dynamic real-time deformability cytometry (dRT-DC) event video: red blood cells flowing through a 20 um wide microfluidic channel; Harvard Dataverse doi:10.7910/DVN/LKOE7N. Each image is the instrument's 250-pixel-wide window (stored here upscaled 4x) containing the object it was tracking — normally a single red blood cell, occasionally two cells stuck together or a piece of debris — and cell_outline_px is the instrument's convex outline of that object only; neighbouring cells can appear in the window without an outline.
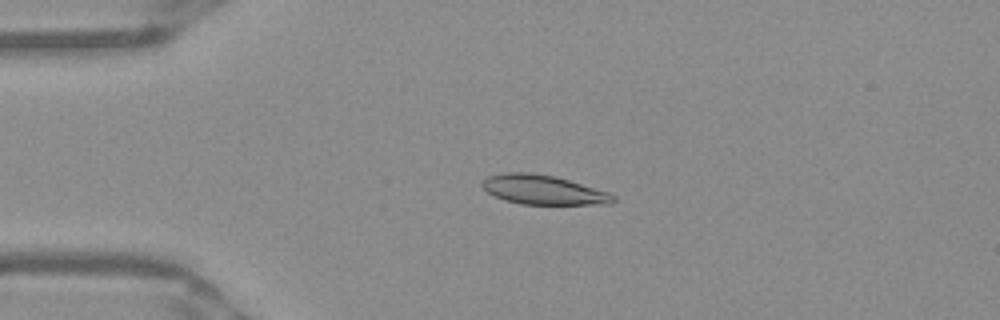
{"species": "Egyptian fruit bat (a non-hibernating species)", "species_latin": "Rousettus aegyptiacus", "temperature_condition": "warm", "stored_images_in_passage": 41, "camera_frame_rate_fps": 3000, "um_per_image_px": 0.085, "frame": {"image": 1, "passage_image": 2, "time_ms": 0.333, "image_size_px": [1000, 320], "cell_outline_px": [[616, 200], [612, 204], [520, 204], [504, 200], [488, 192], [480, 184], [488, 176], [504, 172], [532, 172], [556, 176], [608, 192], [616, 196]], "centroid_in_image_um": [46.19, 16.13], "position_along_channel_um": 38.8, "area_um2": 22.48}}
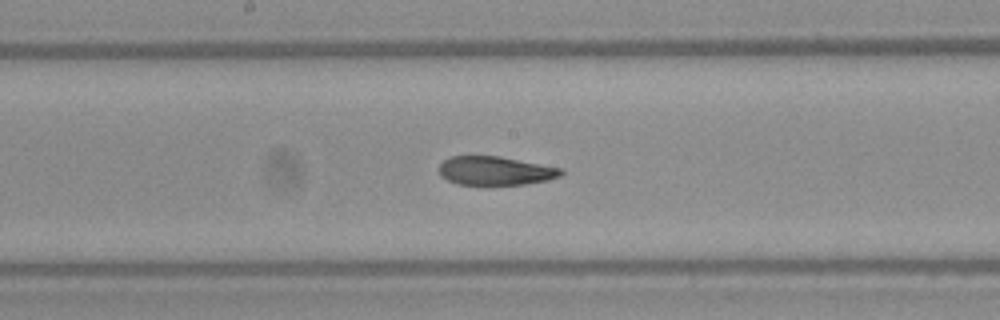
{"frame": {"image": 2, "passage_image": 17, "time_ms": 5.333, "image_size_px": [1000, 320], "cell_outline_px": [[564, 172], [560, 176], [548, 180], [524, 184], [456, 184], [440, 176], [440, 164], [448, 156], [500, 156], [564, 168]], "centroid_in_image_um": [42.13, 14.5], "position_along_channel_um": 206.1, "area_um2": 20.46}}
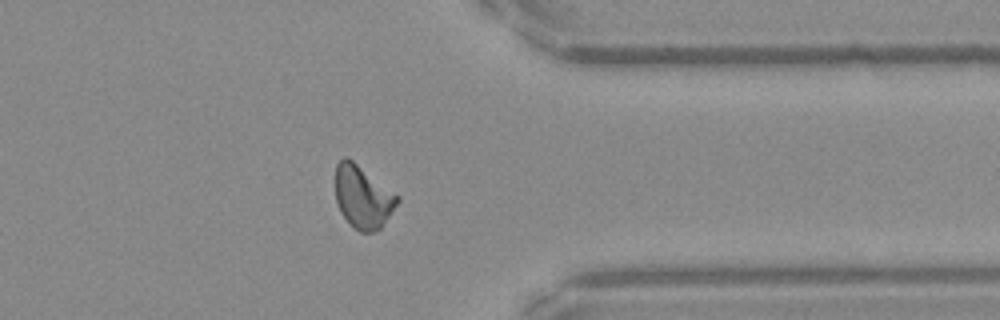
{"frame": {"image": 3, "passage_image": 31, "time_ms": 10.0, "image_size_px": [1000, 320], "cell_outline_px": [[400, 200], [384, 224], [376, 232], [360, 232], [340, 212], [336, 200], [336, 164], [344, 156], [348, 156], [400, 196]], "centroid_in_image_um": [30.86, 16.71], "position_along_channel_um": 380.5, "area_um2": 22.66}, "authors_computed_cell_mechanics": {"area_um2": 22.1374, "velocity_mm_per_s": 3.9418, "shape_relaxation_time_tau1_ms": null, "shape_relaxation_time_tau2_ms": 2.1544, "deformation_change_tau1": null, "deformation_change_tau2": 0.0891}}